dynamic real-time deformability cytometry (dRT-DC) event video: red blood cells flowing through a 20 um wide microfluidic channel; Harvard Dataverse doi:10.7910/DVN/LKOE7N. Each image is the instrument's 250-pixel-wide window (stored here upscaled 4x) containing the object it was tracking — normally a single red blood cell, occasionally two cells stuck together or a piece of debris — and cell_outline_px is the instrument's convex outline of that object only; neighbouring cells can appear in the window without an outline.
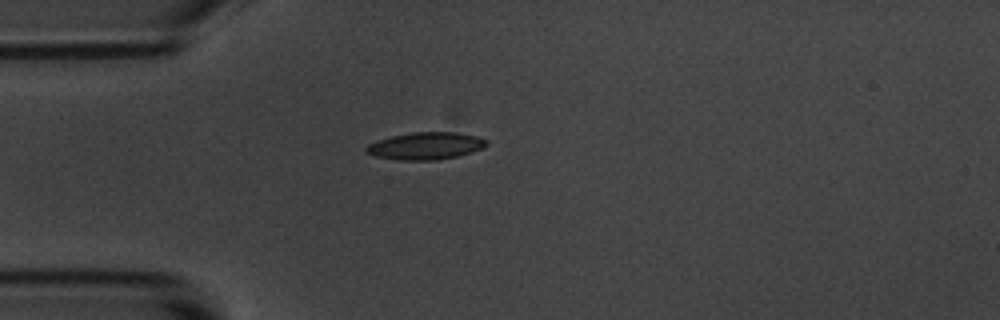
{"species": "common noctule bat (a hibernating species)", "species_latin": "Nyctalus noctula", "temperature_condition": "room temperature", "stored_images_in_passage": 41, "camera_frame_rate_fps": 3000, "um_per_image_px": 0.085, "animal": {"sex": "male", "body_mass_g": 20.1, "forearm_length_mm": 53.5}, "frame": {"image": 1, "passage_image": 1, "time_ms": 0.0, "image_size_px": [1000, 320], "cell_outline_px": [[488, 144], [484, 148], [472, 152], [456, 156], [436, 160], [400, 160], [376, 156], [364, 152], [364, 148], [368, 144], [392, 136], [412, 132], [456, 132], [476, 136], [488, 140]], "centroid_in_image_um": [36.2, 12.4], "position_along_channel_um": 48.8, "area_um2": 19.07}}
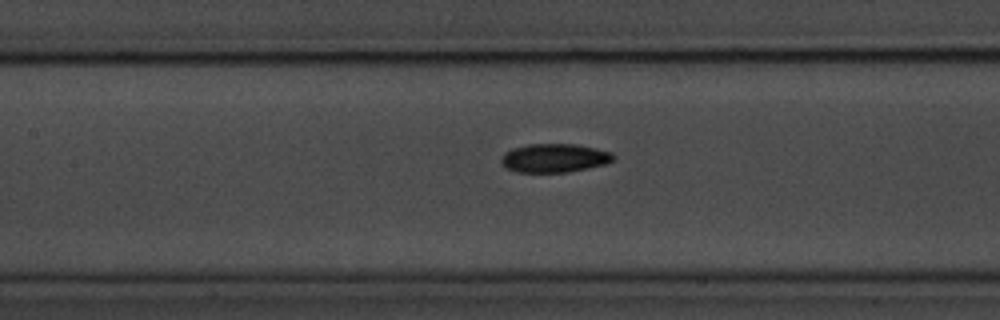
{"frame": {"image": 2, "passage_image": 11, "time_ms": 3.333, "image_size_px": [1000, 320], "cell_outline_px": [[616, 156], [612, 160], [604, 164], [588, 168], [568, 172], [516, 172], [508, 168], [500, 160], [504, 152], [512, 148], [528, 144], [576, 144], [596, 148], [612, 152]], "centroid_in_image_um": [47.13, 13.42], "position_along_channel_um": 160.3, "area_um2": 18.73}}
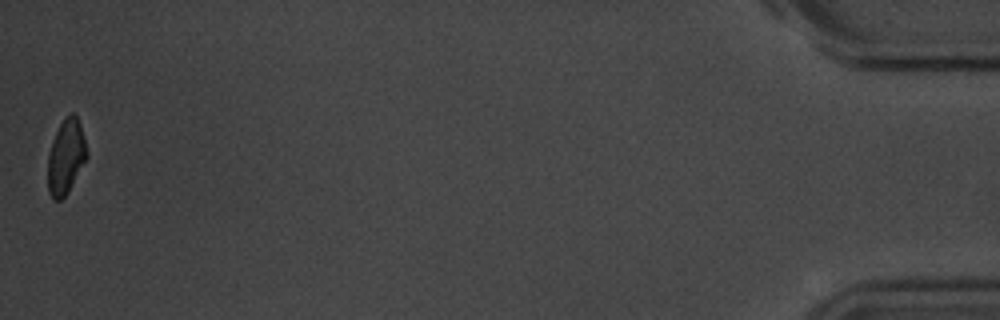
{"frame": {"image": 3, "passage_image": 41, "time_ms": 13.333, "image_size_px": [1000, 320], "cell_outline_px": [[88, 156], [68, 192], [60, 200], [52, 200], [48, 192], [48, 156], [52, 140], [60, 124], [72, 112], [76, 116], [80, 124], [88, 152]], "centroid_in_image_um": [5.6, 13.36], "position_along_channel_um": 429.6, "area_um2": 16.82}, "authors_computed_cell_mechanics": {"area_um2": 18.5538, "velocity_mm_per_s": 3.6619, "shape_relaxation_time_tau1_ms": 3.7159, "shape_relaxation_time_tau2_ms": 7.3547, "deformation_change_tau1": 0.1249, "deformation_change_tau2": 0.1234}}